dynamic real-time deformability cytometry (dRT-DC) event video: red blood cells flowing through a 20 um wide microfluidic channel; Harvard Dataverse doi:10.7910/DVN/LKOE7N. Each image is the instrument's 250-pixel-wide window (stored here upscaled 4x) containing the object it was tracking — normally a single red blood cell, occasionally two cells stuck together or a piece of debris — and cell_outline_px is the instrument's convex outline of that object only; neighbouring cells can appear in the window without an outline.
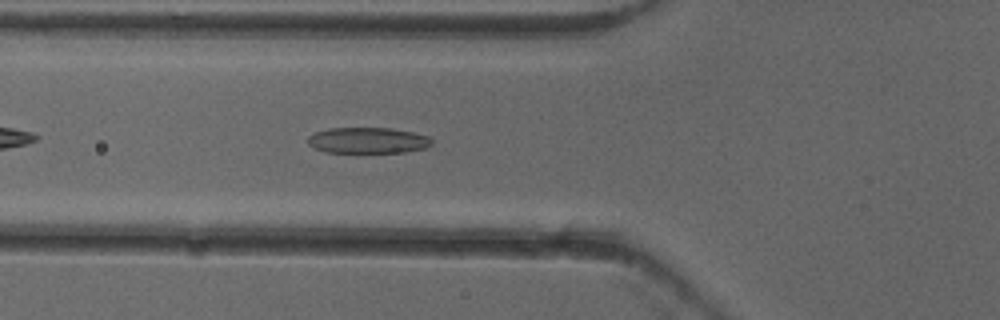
{"species": "common noctule bat (a hibernating species)", "species_latin": "Nyctalus noctula", "temperature_condition": "cold", "stored_images_in_passage": 40, "camera_frame_rate_fps": 3000, "um_per_image_px": 0.085, "animal": {"sex": "female"}, "frame": {"image": 1, "passage_image": 7, "time_ms": 2.0, "image_size_px": [1000, 320], "cell_outline_px": [[432, 144], [428, 148], [404, 152], [324, 152], [308, 144], [308, 136], [316, 132], [328, 128], [392, 128], [412, 132], [428, 136], [432, 140]], "centroid_in_image_um": [31.29, 11.93], "position_along_channel_um": 94.5, "area_um2": 18.73}}
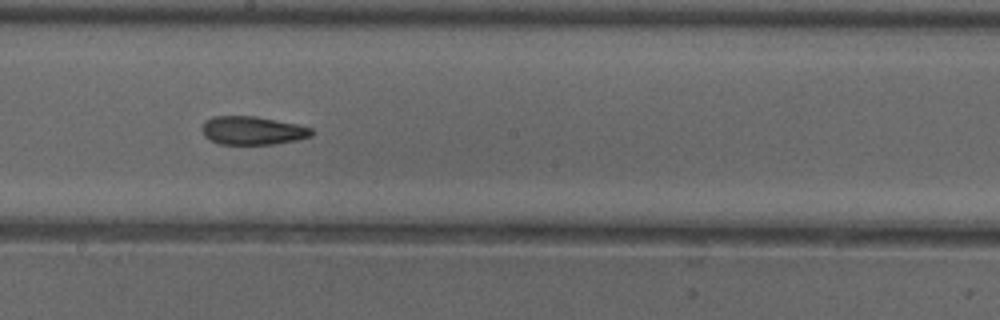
{"frame": {"image": 2, "passage_image": 17, "time_ms": 5.333, "image_size_px": [1000, 320], "cell_outline_px": [[312, 136], [296, 140], [272, 144], [220, 144], [208, 140], [204, 136], [200, 128], [204, 120], [212, 116], [256, 116], [296, 124], [312, 128]], "centroid_in_image_um": [21.39, 11.09], "position_along_channel_um": 226.8, "area_um2": 18.26}}
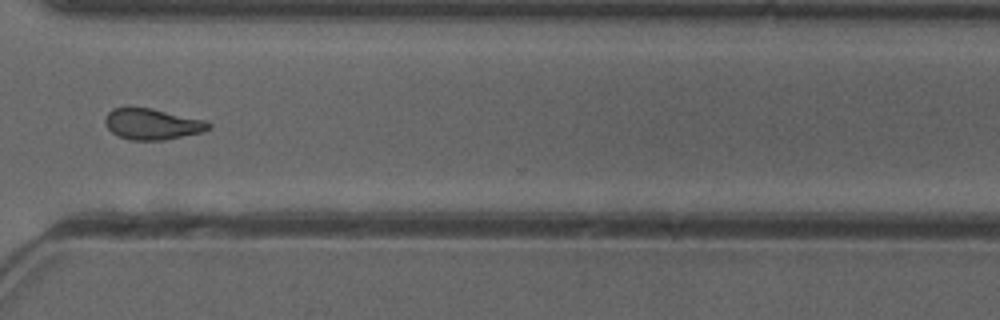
{"frame": {"image": 3, "passage_image": 27, "time_ms": 8.667, "image_size_px": [1000, 320], "cell_outline_px": [[212, 128], [204, 132], [164, 140], [128, 140], [116, 136], [104, 124], [104, 120], [108, 112], [112, 108], [152, 108], [204, 120], [212, 124]], "centroid_in_image_um": [12.94, 10.56], "position_along_channel_um": 357.7, "area_um2": 18.84}, "authors_computed_cell_mechanics": {"area_um2": 18.6405, "velocity_mm_per_s": 3.9445, "shape_relaxation_time_tau1_ms": 9.4112, "shape_relaxation_time_tau2_ms": 2.8281, "deformation_change_tau1": 0.1875, "deformation_change_tau2": 0.1009}}